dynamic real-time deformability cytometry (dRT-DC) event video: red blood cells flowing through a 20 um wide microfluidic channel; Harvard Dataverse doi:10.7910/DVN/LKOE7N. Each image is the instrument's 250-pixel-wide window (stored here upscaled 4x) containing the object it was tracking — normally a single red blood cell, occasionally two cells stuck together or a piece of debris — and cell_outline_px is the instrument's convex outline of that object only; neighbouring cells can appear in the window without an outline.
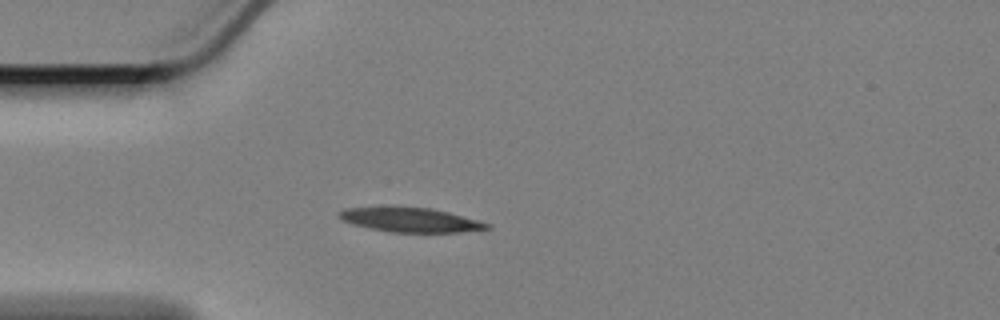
{"species": "Egyptian fruit bat (a non-hibernating species)", "species_latin": "Rousettus aegyptiacus", "temperature_condition": "cold", "stored_images_in_passage": 37, "camera_frame_rate_fps": 3000, "um_per_image_px": 0.085, "animal": {"sex": "female"}, "frame": {"image": 1, "passage_image": 1, "time_ms": 0.0, "image_size_px": [1000, 320], "cell_outline_px": [[492, 228], [460, 232], [388, 232], [352, 224], [344, 220], [340, 216], [340, 212], [344, 208], [428, 208], [448, 212], [492, 224]], "centroid_in_image_um": [34.96, 18.71], "position_along_channel_um": 50.0, "area_um2": 20.35}}
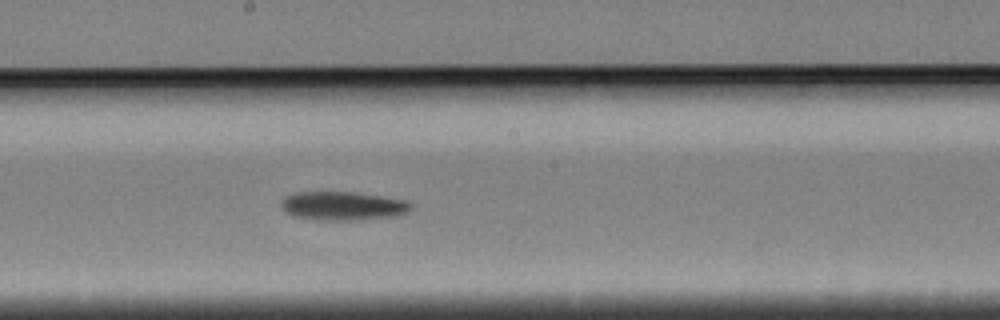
{"frame": {"image": 2, "passage_image": 17, "time_ms": 5.333, "image_size_px": [1000, 320], "cell_outline_px": [[412, 208], [408, 212], [396, 216], [352, 220], [324, 220], [292, 216], [284, 212], [280, 204], [284, 196], [296, 192], [352, 192], [408, 200], [412, 204]], "centroid_in_image_um": [29.13, 17.5], "position_along_channel_um": 219.1, "area_um2": 21.79}}
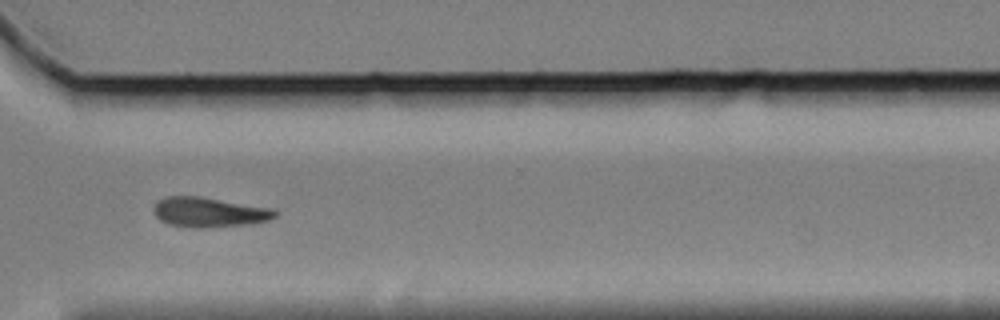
{"frame": {"image": 3, "passage_image": 29, "time_ms": 9.333, "image_size_px": [1000, 320], "cell_outline_px": [[280, 212], [276, 216], [268, 220], [252, 224], [208, 228], [192, 228], [168, 224], [160, 220], [156, 216], [152, 208], [160, 200], [168, 196], [200, 196], [276, 208]], "centroid_in_image_um": [17.85, 18.04], "position_along_channel_um": 352.8, "area_um2": 21.56}, "authors_computed_cell_mechanics": {"area_um2": 21.386, "velocity_mm_per_s": 3.3401, "shape_relaxation_time_tau1_ms": 6.0883, "shape_relaxation_time_tau2_ms": null, "deformation_change_tau1": 0.135, "deformation_change_tau2": null}}